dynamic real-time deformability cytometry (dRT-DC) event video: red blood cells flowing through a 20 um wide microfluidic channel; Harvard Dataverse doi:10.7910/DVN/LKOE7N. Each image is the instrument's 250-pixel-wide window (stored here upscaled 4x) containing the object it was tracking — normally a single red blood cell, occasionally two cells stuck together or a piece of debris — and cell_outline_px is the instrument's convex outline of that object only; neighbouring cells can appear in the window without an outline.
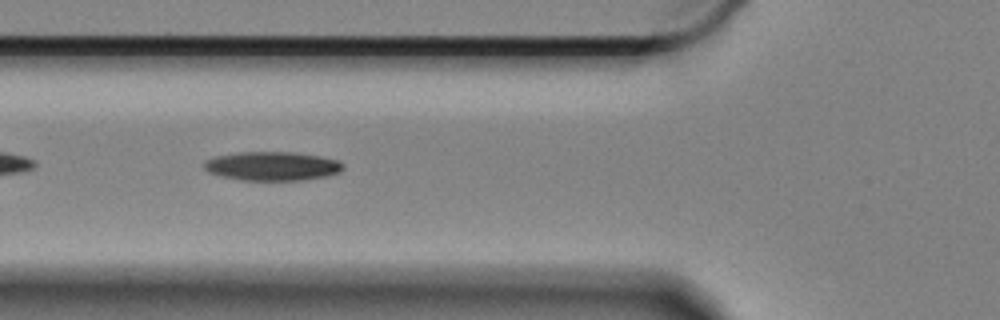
{"species": "Egyptian fruit bat (a non-hibernating species)", "species_latin": "Rousettus aegyptiacus", "temperature_condition": "cold", "stored_images_in_passage": 38, "camera_frame_rate_fps": 3000, "um_per_image_px": 0.085, "animal": {"sex": "female"}, "frame": {"image": 1, "passage_image": 6, "time_ms": 1.667, "image_size_px": [1000, 320], "cell_outline_px": [[344, 168], [340, 172], [328, 176], [304, 180], [240, 180], [220, 176], [208, 172], [204, 168], [204, 160], [216, 156], [236, 152], [292, 152], [320, 156], [340, 160], [344, 164]], "centroid_in_image_um": [23.15, 14.12], "position_along_channel_um": 102.6, "area_um2": 23.7}}
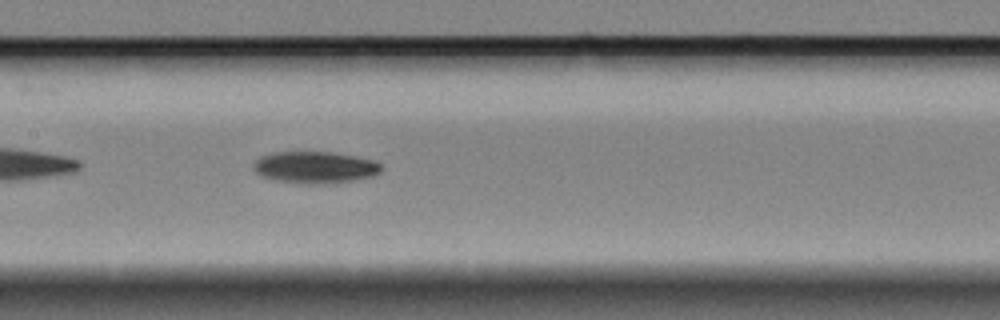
{"frame": {"image": 2, "passage_image": 13, "time_ms": 4.0, "image_size_px": [1000, 320], "cell_outline_px": [[384, 168], [380, 172], [372, 176], [352, 180], [328, 184], [304, 184], [276, 180], [260, 176], [252, 168], [252, 164], [260, 156], [276, 152], [332, 152], [356, 156], [376, 160]], "centroid_in_image_um": [26.78, 14.22], "position_along_channel_um": 180.6, "area_um2": 23.93}}
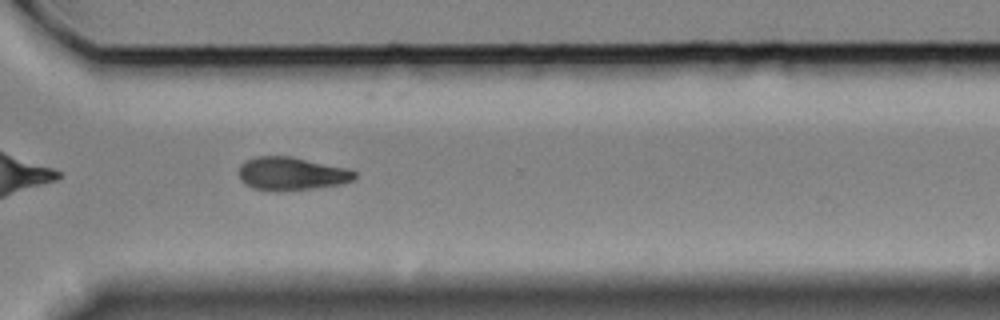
{"frame": {"image": 3, "passage_image": 28, "time_ms": 9.0, "image_size_px": [1000, 320], "cell_outline_px": [[356, 176], [352, 180], [336, 184], [312, 188], [252, 188], [244, 184], [240, 180], [240, 164], [244, 160], [256, 156], [292, 156], [348, 168], [356, 172]], "centroid_in_image_um": [24.76, 14.7], "position_along_channel_um": 345.8, "area_um2": 21.62}}